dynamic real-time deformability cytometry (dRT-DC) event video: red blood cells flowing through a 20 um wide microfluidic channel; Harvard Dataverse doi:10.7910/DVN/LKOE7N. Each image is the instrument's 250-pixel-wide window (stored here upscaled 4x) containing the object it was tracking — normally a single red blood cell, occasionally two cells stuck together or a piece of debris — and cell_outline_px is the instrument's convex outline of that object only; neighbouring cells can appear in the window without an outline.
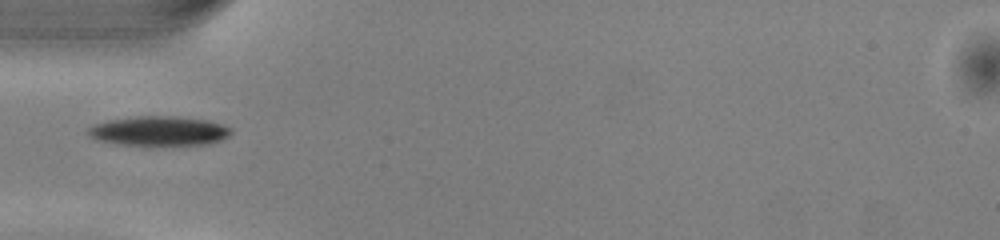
{"species": "common noctule bat (a hibernating species)", "species_latin": "Nyctalus noctula", "temperature_condition": "warm", "stored_images_in_passage": 34, "camera_frame_rate_fps": 3000, "um_per_image_px": 0.085, "animal": {"sex": "male", "body_mass_g": 13.0, "forearm_length_mm": 53.1}, "frame": {"image": 1, "passage_image": 1, "time_ms": 0.0, "image_size_px": [1000, 240], "cell_outline_px": [[232, 132], [228, 136], [220, 140], [208, 144], [116, 144], [96, 140], [88, 136], [88, 128], [92, 124], [108, 120], [136, 116], [176, 116], [208, 120], [232, 128]], "centroid_in_image_um": [13.48, 11.11], "position_along_channel_um": 71.5, "area_um2": 24.45}}
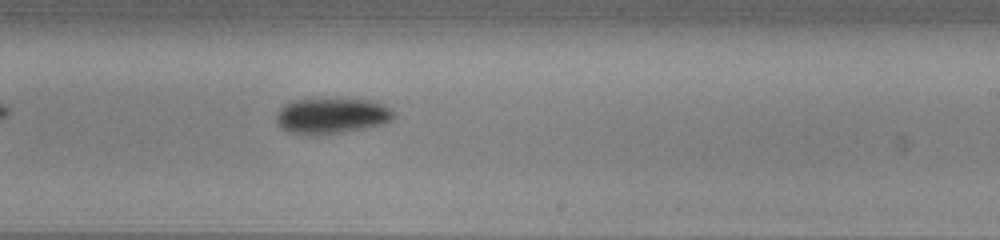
{"frame": {"image": 2, "passage_image": 15, "time_ms": 4.667, "image_size_px": [1000, 240], "cell_outline_px": [[396, 116], [392, 120], [384, 124], [344, 132], [316, 136], [288, 132], [280, 128], [276, 124], [276, 116], [280, 108], [284, 104], [296, 100], [376, 100], [392, 108]], "centroid_in_image_um": [28.22, 9.87], "position_along_channel_um": 260.8, "area_um2": 24.62}}
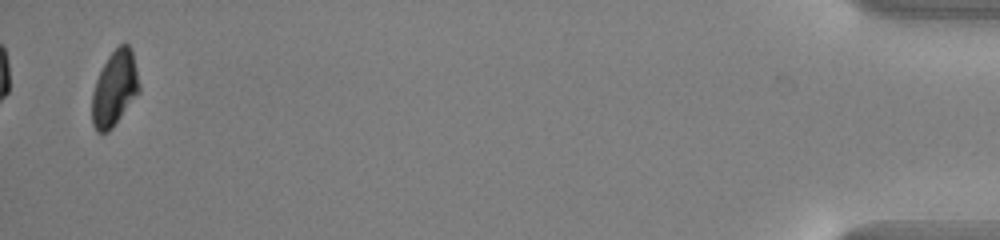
{"frame": {"image": 3, "passage_image": 34, "time_ms": 11.0, "image_size_px": [1000, 240], "cell_outline_px": [[140, 92], [112, 128], [108, 132], [96, 132], [92, 124], [92, 92], [96, 80], [108, 56], [120, 44], [128, 44], [132, 48], [140, 88]], "centroid_in_image_um": [9.74, 7.53], "position_along_channel_um": 425.5, "area_um2": 20.63}}